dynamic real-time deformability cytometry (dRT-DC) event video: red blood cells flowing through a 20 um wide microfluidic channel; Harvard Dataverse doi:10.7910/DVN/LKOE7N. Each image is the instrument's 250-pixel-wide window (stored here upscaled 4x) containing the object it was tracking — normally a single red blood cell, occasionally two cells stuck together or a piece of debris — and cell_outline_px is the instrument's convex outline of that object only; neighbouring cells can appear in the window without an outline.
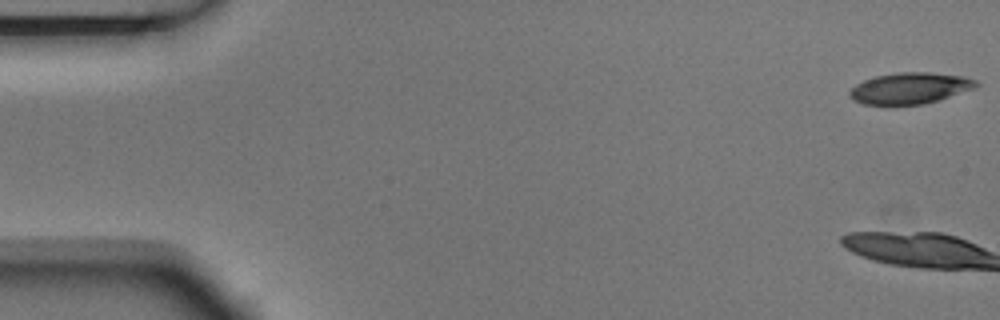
{"species": "Egyptian fruit bat (a non-hibernating species)", "species_latin": "Rousettus aegyptiacus", "temperature_condition": "room temperature", "stored_images_in_passage": 5, "camera_frame_rate_fps": 3000, "um_per_image_px": 0.085, "animal": {"sex": "male"}, "frame": {"image": 1, "passage_image": 1, "time_ms": 0.0, "image_size_px": [1000, 320], "cell_outline_px": [[980, 84], [976, 88], [924, 104], [864, 104], [848, 96], [848, 92], [856, 84], [864, 80], [876, 76], [896, 72], [932, 72], [964, 76], [976, 80]], "centroid_in_image_um": [77.38, 7.48], "position_along_channel_um": 7.6, "area_um2": 22.95}}